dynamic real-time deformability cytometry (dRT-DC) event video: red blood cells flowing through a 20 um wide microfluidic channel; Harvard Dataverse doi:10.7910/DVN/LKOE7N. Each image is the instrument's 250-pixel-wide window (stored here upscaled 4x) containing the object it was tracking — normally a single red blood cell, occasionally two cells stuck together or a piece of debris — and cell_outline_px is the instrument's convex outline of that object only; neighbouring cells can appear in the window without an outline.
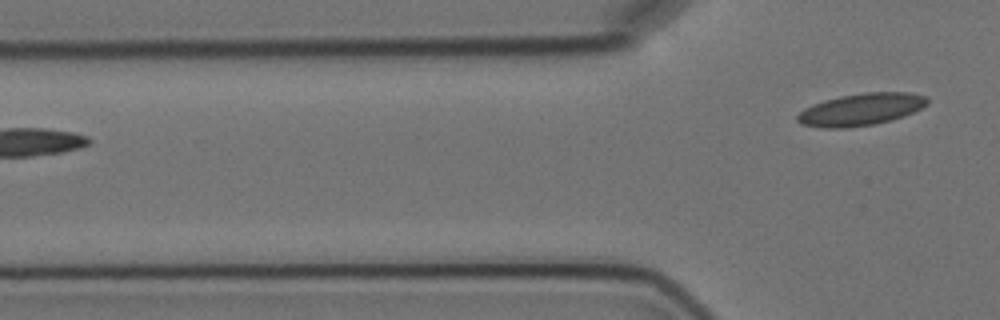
{"species": "Egyptian fruit bat (a non-hibernating species)", "species_latin": "Rousettus aegyptiacus", "temperature_condition": "cold", "stored_images_in_passage": 3, "camera_frame_rate_fps": 3000, "um_per_image_px": 0.085, "animal": {"sex": "female"}, "frame": {"image": 1, "passage_image": 3, "time_ms": 2.333, "image_size_px": [1000, 320], "cell_outline_px": [[928, 104], [904, 116], [892, 120], [872, 124], [848, 128], [824, 128], [800, 124], [796, 120], [796, 116], [804, 108], [812, 104], [824, 100], [840, 96], [864, 92], [908, 92], [924, 96], [928, 100]], "centroid_in_image_um": [73.14, 9.3], "position_along_channel_um": 52.7, "area_um2": 24.33}}